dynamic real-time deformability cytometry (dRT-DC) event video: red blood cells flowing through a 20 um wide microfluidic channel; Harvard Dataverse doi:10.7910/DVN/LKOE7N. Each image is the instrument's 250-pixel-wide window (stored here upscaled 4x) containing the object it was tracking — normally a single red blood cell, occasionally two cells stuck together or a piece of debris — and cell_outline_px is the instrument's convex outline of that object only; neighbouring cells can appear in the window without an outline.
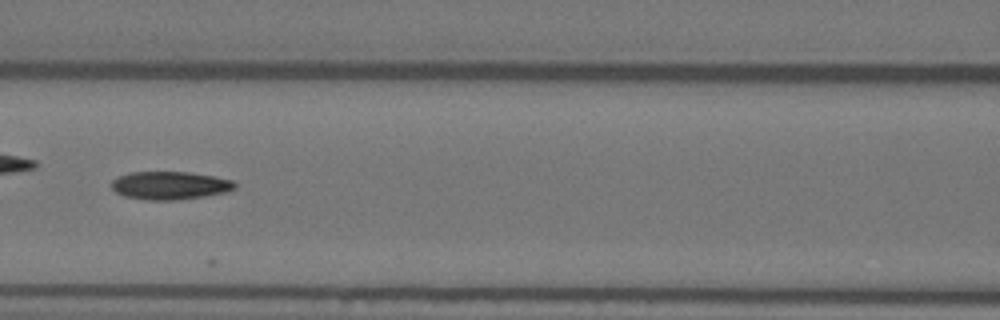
{"species": "Egyptian fruit bat (a non-hibernating species)", "species_latin": "Rousettus aegyptiacus", "temperature_condition": "warm", "stored_images_in_passage": 14, "camera_frame_rate_fps": 3000, "um_per_image_px": 0.085, "animal": {"sex": "female"}, "frame": {"image": 1, "passage_image": 8, "time_ms": 2.333, "image_size_px": [1000, 320], "cell_outline_px": [[236, 188], [228, 192], [204, 196], [176, 200], [148, 200], [124, 196], [116, 192], [112, 188], [112, 180], [120, 176], [132, 172], [188, 172], [216, 176], [232, 180], [236, 184]], "centroid_in_image_um": [14.48, 15.76], "position_along_channel_um": 152.1, "area_um2": 20.17}}